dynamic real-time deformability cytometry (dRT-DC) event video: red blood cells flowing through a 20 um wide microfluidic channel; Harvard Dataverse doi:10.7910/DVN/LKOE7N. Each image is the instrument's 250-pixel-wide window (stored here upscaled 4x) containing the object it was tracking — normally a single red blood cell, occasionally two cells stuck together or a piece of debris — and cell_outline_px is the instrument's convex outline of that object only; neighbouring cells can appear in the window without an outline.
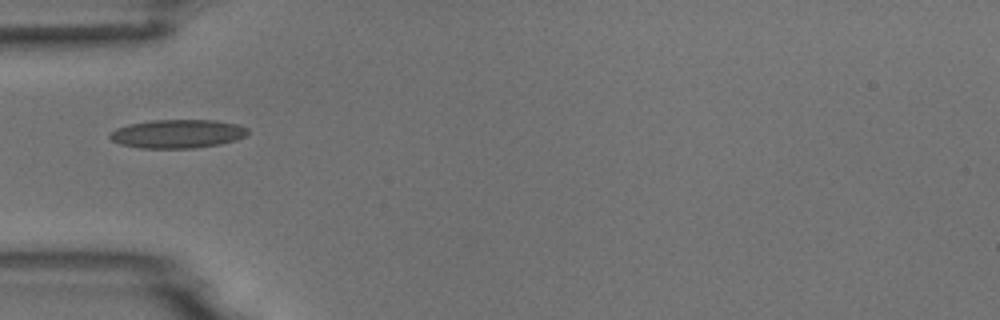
{"species": "common noctule bat (a hibernating species)", "species_latin": "Nyctalus noctula", "temperature_condition": "room temperature", "stored_images_in_passage": 1, "camera_frame_rate_fps": 3000, "um_per_image_px": 0.085, "animal": {"sex": "male", "body_mass_g": 18.8}, "frame": {"image": 1, "passage_image": 1, "time_ms": 0.0, "image_size_px": [1000, 320], "cell_outline_px": [[248, 132], [244, 136], [236, 140], [220, 144], [196, 148], [140, 148], [120, 144], [112, 140], [108, 136], [116, 128], [128, 124], [152, 120], [216, 120], [236, 124], [248, 128]], "centroid_in_image_um": [15.08, 11.37], "position_along_channel_um": 69.9, "area_um2": 23.0}}